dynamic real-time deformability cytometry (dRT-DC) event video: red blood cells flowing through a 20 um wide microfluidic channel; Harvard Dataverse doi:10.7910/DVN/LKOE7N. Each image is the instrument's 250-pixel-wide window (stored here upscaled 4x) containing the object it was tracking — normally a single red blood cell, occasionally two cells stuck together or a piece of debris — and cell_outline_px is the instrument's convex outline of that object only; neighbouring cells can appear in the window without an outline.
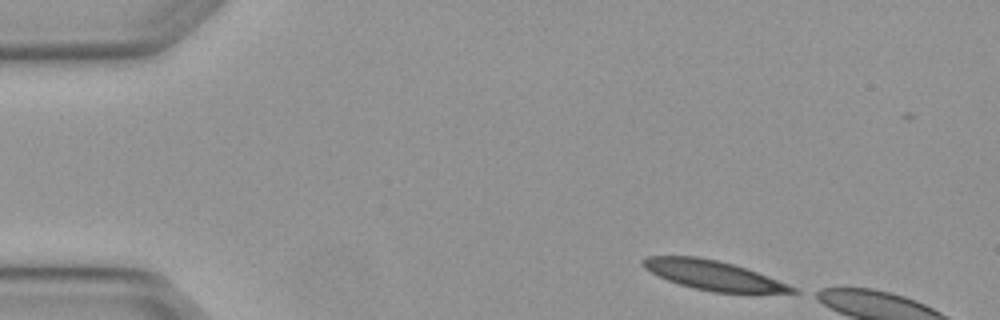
{"species": "Egyptian fruit bat (a non-hibernating species)", "species_latin": "Rousettus aegyptiacus", "temperature_condition": "warm", "stored_images_in_passage": 2, "camera_frame_rate_fps": 3000, "um_per_image_px": 0.085, "animal": {"sex": "female"}, "frame": {"image": 1, "passage_image": 1, "time_ms": 0.0, "image_size_px": [1000, 320], "cell_outline_px": [[800, 292], [712, 292], [680, 284], [668, 280], [644, 268], [640, 264], [640, 260], [648, 256], [696, 256], [716, 260], [732, 264], [756, 272], [788, 284], [796, 288]], "centroid_in_image_um": [60.56, 23.38], "position_along_channel_um": 24.4, "area_um2": 24.97}}